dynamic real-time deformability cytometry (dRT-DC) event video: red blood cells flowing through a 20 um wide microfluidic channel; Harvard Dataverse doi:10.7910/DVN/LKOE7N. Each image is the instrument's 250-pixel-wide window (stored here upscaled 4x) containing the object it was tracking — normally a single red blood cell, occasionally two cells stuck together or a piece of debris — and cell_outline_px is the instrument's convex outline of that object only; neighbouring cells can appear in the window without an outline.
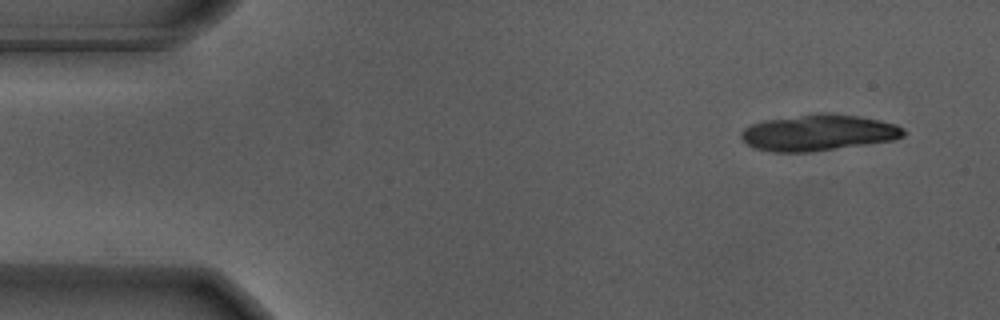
{"species": "Egyptian fruit bat (a non-hibernating species)", "species_latin": "Rousettus aegyptiacus", "temperature_condition": "warm", "stored_images_in_passage": 15, "camera_frame_rate_fps": 3000, "um_per_image_px": 0.085, "animal": {"sex": "male"}, "frame": {"image": 1, "passage_image": 1, "time_ms": 0.0, "image_size_px": [1000, 320], "cell_outline_px": [[904, 136], [892, 140], [808, 152], [772, 152], [756, 148], [748, 144], [740, 136], [740, 132], [744, 128], [752, 124], [764, 120], [804, 116], [860, 116], [880, 120], [896, 124], [904, 128]], "centroid_in_image_um": [69.55, 11.31], "position_along_channel_um": 15.5, "area_um2": 32.89}}